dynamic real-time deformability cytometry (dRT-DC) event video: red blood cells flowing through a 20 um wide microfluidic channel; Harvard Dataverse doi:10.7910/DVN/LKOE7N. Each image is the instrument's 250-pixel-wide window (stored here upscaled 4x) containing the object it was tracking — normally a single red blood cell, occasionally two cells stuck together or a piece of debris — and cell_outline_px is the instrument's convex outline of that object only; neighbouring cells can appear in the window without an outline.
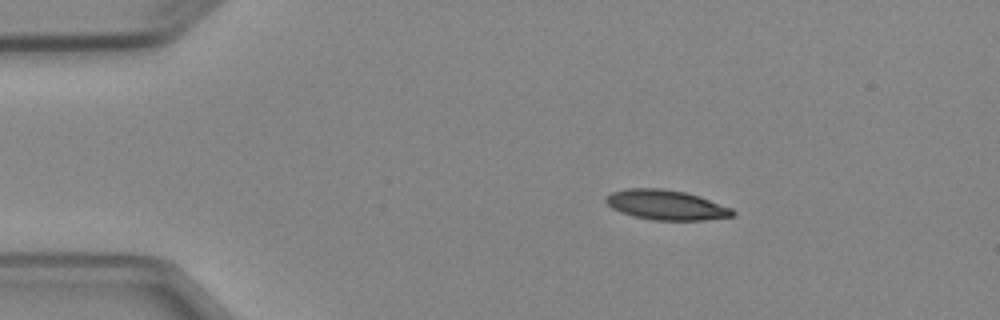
{"species": "Egyptian fruit bat (a non-hibernating species)", "species_latin": "Rousettus aegyptiacus", "temperature_condition": "cold", "stored_images_in_passage": 4, "camera_frame_rate_fps": 3000, "um_per_image_px": 0.085, "animal": {"sex": "female"}, "frame": {"image": 1, "passage_image": 1, "time_ms": 0.0, "image_size_px": [1000, 320], "cell_outline_px": [[736, 216], [704, 220], [652, 220], [620, 212], [612, 208], [604, 200], [604, 196], [612, 192], [624, 188], [660, 188], [684, 192], [700, 196], [732, 208], [736, 212]], "centroid_in_image_um": [56.63, 17.41], "position_along_channel_um": 28.4, "area_um2": 22.2}}
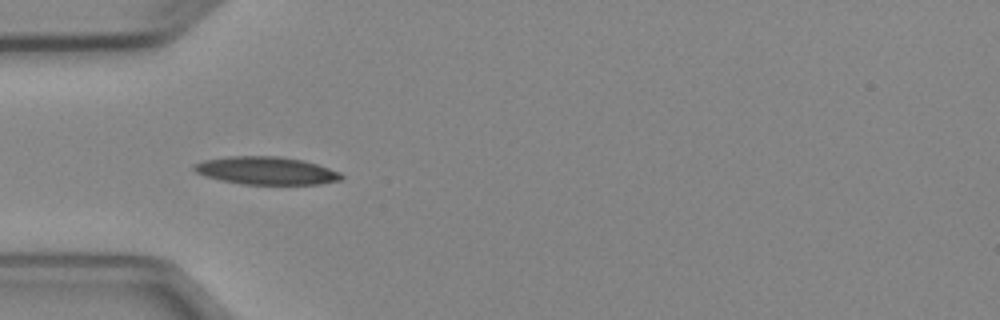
{"frame": {"image": 2, "passage_image": 3, "time_ms": 2.333, "image_size_px": [1000, 320], "cell_outline_px": [[344, 176], [340, 180], [320, 184], [244, 184], [220, 180], [204, 176], [196, 172], [192, 168], [192, 164], [204, 160], [228, 156], [280, 156], [304, 160], [340, 172]], "centroid_in_image_um": [22.6, 14.5], "position_along_channel_um": 62.4, "area_um2": 23.93}}